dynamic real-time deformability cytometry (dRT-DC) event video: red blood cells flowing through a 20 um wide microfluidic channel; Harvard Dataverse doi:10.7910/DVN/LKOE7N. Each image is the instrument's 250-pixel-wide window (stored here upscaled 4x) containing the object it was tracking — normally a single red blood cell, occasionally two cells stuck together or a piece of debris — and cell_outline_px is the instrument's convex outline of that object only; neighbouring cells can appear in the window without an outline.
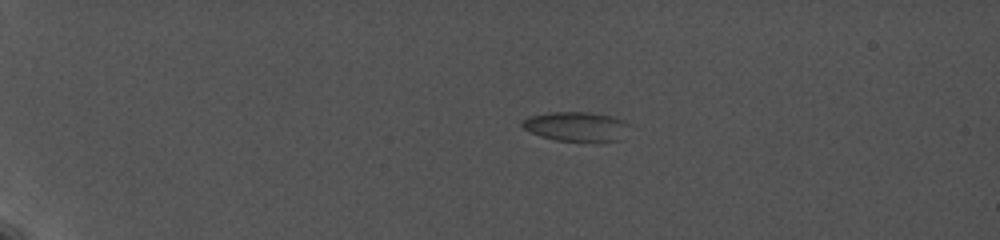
{"species": "common noctule bat (a hibernating species)", "species_latin": "Nyctalus noctula", "temperature_condition": "cold", "stored_images_in_passage": 28, "camera_frame_rate_fps": 5000, "um_per_image_px": 0.085, "animal": {"sex": "female", "body_mass_g": 19.0, "forearm_length_mm": 56.7}, "frame": {"image": 1, "passage_image": 1, "time_ms": 0.0, "image_size_px": [1000, 240], "cell_outline_px": [[628, 124], [620, 140], [556, 140], [540, 136], [524, 128], [520, 124], [520, 120], [528, 116], [552, 112], [588, 112], [612, 116], [624, 120]], "centroid_in_image_um": [48.91, 10.72], "position_along_channel_um": 36.1, "area_um2": 17.98}}
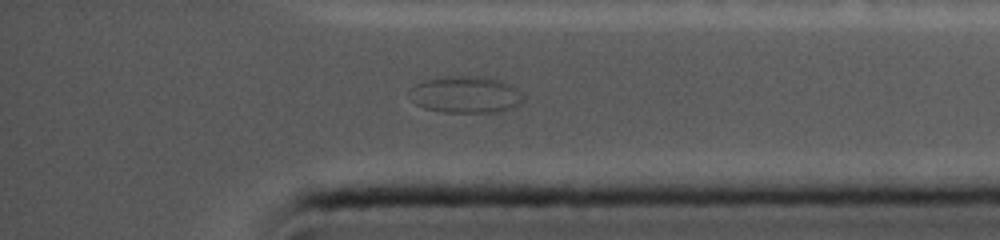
{"frame": {"image": 2, "passage_image": 25, "time_ms": 13.0, "image_size_px": [1000, 240], "cell_outline_px": [[524, 100], [520, 104], [504, 112], [444, 112], [424, 108], [416, 104], [408, 96], [408, 88], [424, 80], [448, 76], [484, 76], [500, 80], [520, 88], [524, 96]], "centroid_in_image_um": [39.61, 8.04], "position_along_channel_um": 395.6, "area_um2": 24.97}}
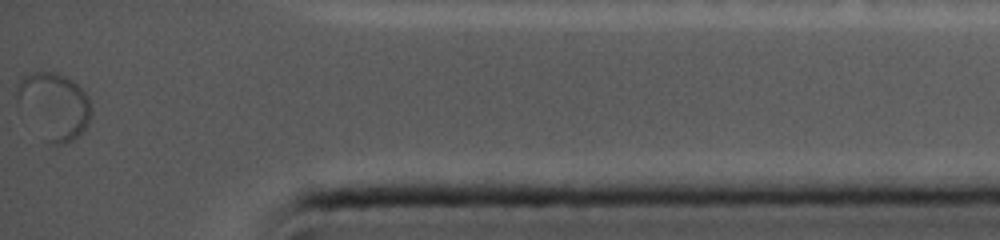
{"frame": {"image": 3, "passage_image": 28, "time_ms": 14.4, "image_size_px": [1000, 240], "cell_outline_px": [[92, 116], [88, 124], [72, 140], [64, 144], [52, 144], [48, 140], [16, 100], [20, 80], [28, 72], [56, 72], [72, 80], [88, 96], [92, 108]], "centroid_in_image_um": [4.65, 8.95], "position_along_channel_um": 430.5, "area_um2": 27.8}}